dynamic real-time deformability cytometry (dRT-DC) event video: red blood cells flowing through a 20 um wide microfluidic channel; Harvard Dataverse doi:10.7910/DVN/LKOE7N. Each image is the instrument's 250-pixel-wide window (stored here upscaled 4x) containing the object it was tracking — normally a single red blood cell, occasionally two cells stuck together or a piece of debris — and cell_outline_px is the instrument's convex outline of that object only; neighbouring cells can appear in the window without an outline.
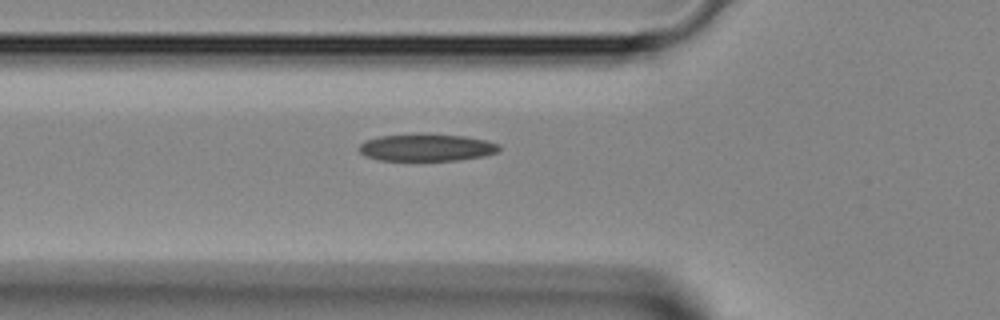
{"species": "Egyptian fruit bat (a non-hibernating species)", "species_latin": "Rousettus aegyptiacus", "temperature_condition": "room temperature", "stored_images_in_passage": 30, "camera_frame_rate_fps": 3000, "um_per_image_px": 0.085, "animal": {"sex": "female"}, "frame": {"image": 1, "passage_image": 6, "time_ms": 1.667, "image_size_px": [1000, 320], "cell_outline_px": [[500, 148], [496, 152], [484, 156], [460, 160], [380, 160], [364, 156], [360, 152], [360, 144], [364, 140], [380, 136], [420, 132], [424, 132], [464, 136], [484, 140], [500, 144]], "centroid_in_image_um": [36.24, 12.51], "position_along_channel_um": 89.6, "area_um2": 22.6}}
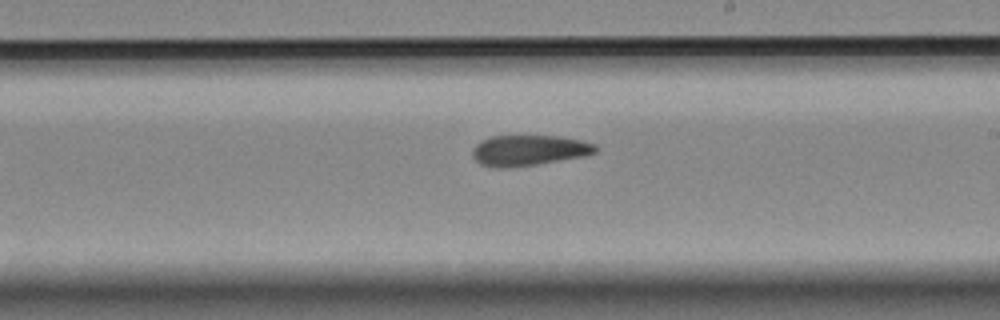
{"frame": {"image": 2, "passage_image": 16, "time_ms": 5.0, "image_size_px": [1000, 320], "cell_outline_px": [[600, 148], [596, 152], [584, 156], [536, 164], [508, 168], [492, 168], [480, 164], [472, 156], [472, 148], [480, 140], [492, 136], [560, 136], [580, 140], [596, 144]], "centroid_in_image_um": [44.93, 12.78], "position_along_channel_um": 244.1, "area_um2": 22.14}}
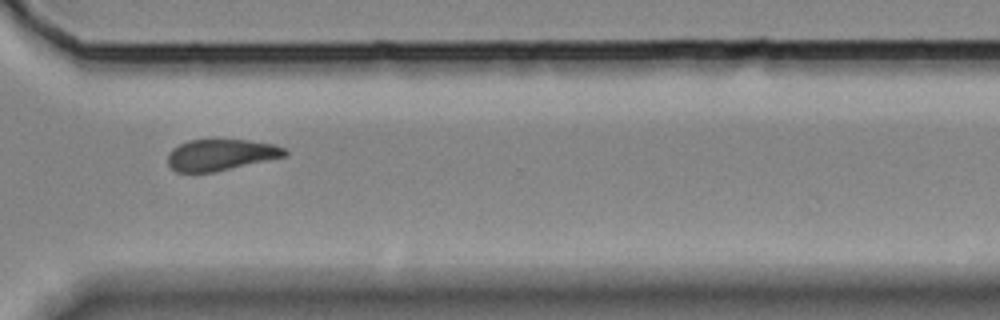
{"frame": {"image": 3, "passage_image": 23, "time_ms": 7.333, "image_size_px": [1000, 320], "cell_outline_px": [[288, 156], [212, 172], [176, 172], [168, 164], [168, 152], [172, 148], [188, 140], [248, 140], [276, 144], [284, 148], [288, 152]], "centroid_in_image_um": [18.78, 13.15], "position_along_channel_um": 351.8, "area_um2": 21.33}}